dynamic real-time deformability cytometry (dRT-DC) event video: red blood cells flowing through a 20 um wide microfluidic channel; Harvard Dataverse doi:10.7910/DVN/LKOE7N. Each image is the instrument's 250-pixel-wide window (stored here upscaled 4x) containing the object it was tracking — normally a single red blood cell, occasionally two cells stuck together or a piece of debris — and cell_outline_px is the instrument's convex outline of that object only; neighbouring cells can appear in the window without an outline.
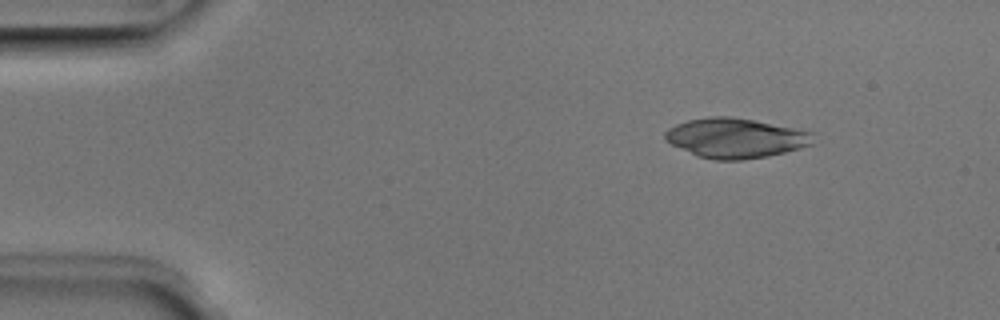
{"species": "Egyptian fruit bat (a non-hibernating species)", "species_latin": "Rousettus aegyptiacus", "temperature_condition": "room temperature", "stored_images_in_passage": 3, "camera_frame_rate_fps": 3000, "um_per_image_px": 0.085, "animal": {"sex": "male"}, "frame": {"image": 1, "passage_image": 1, "time_ms": 0.0, "image_size_px": [1000, 320], "cell_outline_px": [[816, 132], [812, 144], [800, 148], [768, 156], [740, 160], [716, 160], [696, 156], [664, 140], [664, 132], [668, 128], [676, 124], [688, 120], [708, 116], [732, 116]], "centroid_in_image_um": [62.52, 11.73], "position_along_channel_um": 22.5, "area_um2": 34.51}}